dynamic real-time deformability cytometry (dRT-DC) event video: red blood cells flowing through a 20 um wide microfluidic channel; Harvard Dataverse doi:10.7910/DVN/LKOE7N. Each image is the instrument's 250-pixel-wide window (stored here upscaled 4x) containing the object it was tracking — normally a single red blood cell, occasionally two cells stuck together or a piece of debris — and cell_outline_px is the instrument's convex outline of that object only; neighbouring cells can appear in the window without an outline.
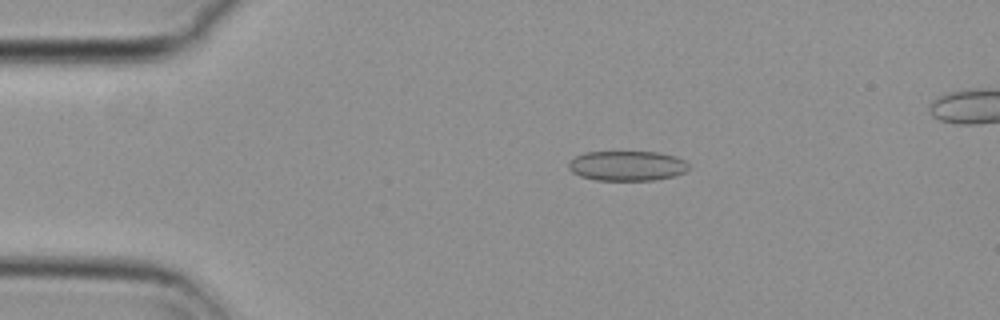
{"species": "common noctule bat (a hibernating species)", "species_latin": "Nyctalus noctula", "temperature_condition": "cold", "stored_images_in_passage": 55, "camera_frame_rate_fps": 3000, "um_per_image_px": 0.085, "animal": {"sex": "female", "body_mass_g": 29.2, "forearm_length_mm": 56.3}, "frame": {"image": 1, "passage_image": 11, "time_ms": 3.333, "image_size_px": [1000, 320], "cell_outline_px": [[688, 168], [684, 172], [676, 176], [652, 180], [596, 180], [580, 176], [572, 172], [568, 168], [568, 164], [576, 156], [584, 152], [660, 152], [676, 156], [684, 160], [688, 164]], "centroid_in_image_um": [53.31, 14.09], "position_along_channel_um": 31.7, "area_um2": 20.98}}
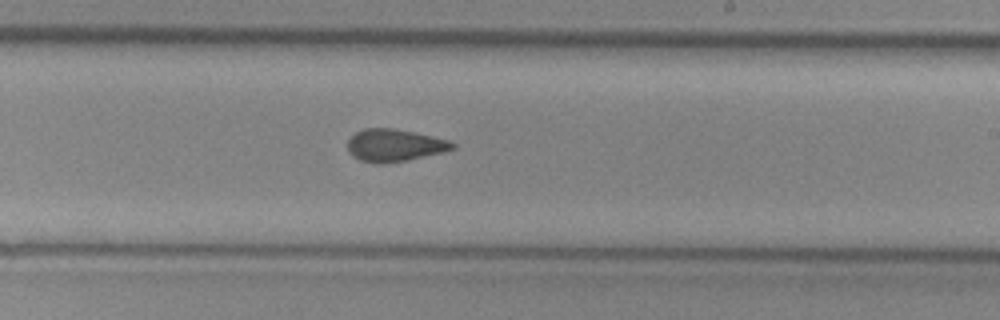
{"frame": {"image": 2, "passage_image": 33, "time_ms": 10.667, "image_size_px": [1000, 320], "cell_outline_px": [[456, 148], [444, 152], [384, 164], [376, 164], [360, 160], [352, 156], [348, 152], [348, 140], [356, 132], [364, 128], [392, 128], [432, 136], [448, 140], [456, 144]], "centroid_in_image_um": [33.51, 12.36], "position_along_channel_um": 255.5, "area_um2": 19.71}}
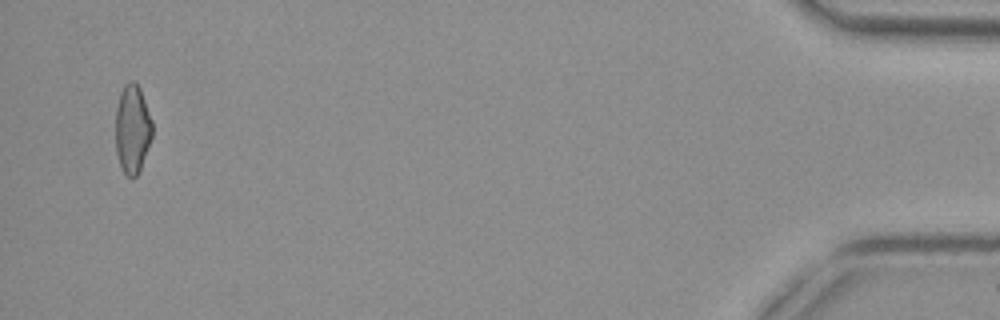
{"frame": {"image": 3, "passage_image": 54, "time_ms": 17.667, "image_size_px": [1000, 320], "cell_outline_px": [[152, 136], [140, 172], [136, 176], [128, 176], [124, 172], [120, 164], [116, 152], [116, 108], [120, 92], [124, 84], [128, 80], [132, 80], [140, 88], [152, 120]], "centroid_in_image_um": [11.25, 10.95], "position_along_channel_um": 423.9, "area_um2": 19.02}}